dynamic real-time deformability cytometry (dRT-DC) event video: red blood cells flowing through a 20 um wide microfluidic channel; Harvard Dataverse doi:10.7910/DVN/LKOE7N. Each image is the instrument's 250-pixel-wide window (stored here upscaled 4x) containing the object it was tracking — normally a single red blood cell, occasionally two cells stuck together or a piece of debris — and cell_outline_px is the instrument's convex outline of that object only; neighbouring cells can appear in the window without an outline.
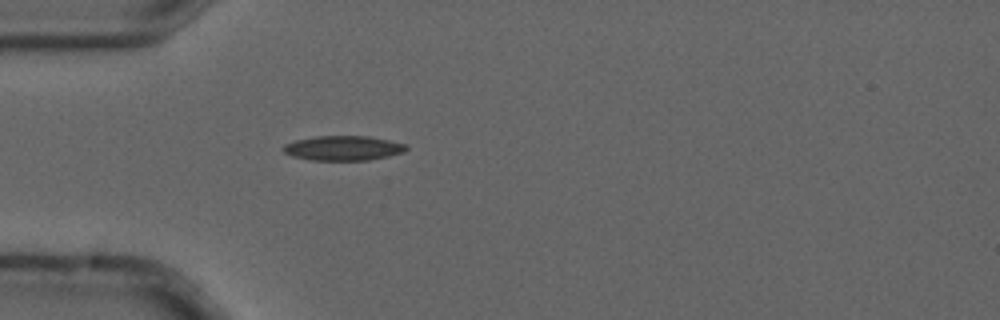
{"species": "common noctule bat (a hibernating species)", "species_latin": "Nyctalus noctula", "temperature_condition": "cold", "stored_images_in_passage": 5, "camera_frame_rate_fps": 3000, "um_per_image_px": 0.085, "animal": {"sex": "male", "forearm_length_mm": 52.5}, "frame": {"image": 1, "passage_image": 5, "time_ms": 1.333, "image_size_px": [1000, 320], "cell_outline_px": [[408, 148], [404, 152], [388, 156], [368, 160], [312, 160], [292, 156], [284, 152], [284, 144], [296, 140], [316, 136], [368, 136], [388, 140], [404, 144]], "centroid_in_image_um": [29.17, 12.59], "position_along_channel_um": 55.8, "area_um2": 17.51}}